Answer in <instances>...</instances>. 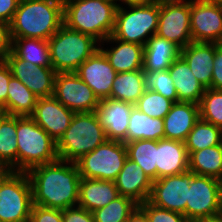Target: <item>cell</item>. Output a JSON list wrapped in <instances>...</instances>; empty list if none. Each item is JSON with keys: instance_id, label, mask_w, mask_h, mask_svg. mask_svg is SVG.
<instances>
[{"instance_id": "43", "label": "cell", "mask_w": 222, "mask_h": 222, "mask_svg": "<svg viewBox=\"0 0 222 222\" xmlns=\"http://www.w3.org/2000/svg\"><path fill=\"white\" fill-rule=\"evenodd\" d=\"M12 77L11 70L5 61H0V104L4 106L6 111V101L8 94V84Z\"/></svg>"}, {"instance_id": "20", "label": "cell", "mask_w": 222, "mask_h": 222, "mask_svg": "<svg viewBox=\"0 0 222 222\" xmlns=\"http://www.w3.org/2000/svg\"><path fill=\"white\" fill-rule=\"evenodd\" d=\"M105 42L113 43L114 45L109 49H105L103 46ZM99 49L105 54L110 65L117 73L136 71L143 68V45L123 42L111 35L106 40L100 42Z\"/></svg>"}, {"instance_id": "12", "label": "cell", "mask_w": 222, "mask_h": 222, "mask_svg": "<svg viewBox=\"0 0 222 222\" xmlns=\"http://www.w3.org/2000/svg\"><path fill=\"white\" fill-rule=\"evenodd\" d=\"M194 173L166 176L153 181L149 202L156 207L176 211L185 216L188 189Z\"/></svg>"}, {"instance_id": "7", "label": "cell", "mask_w": 222, "mask_h": 222, "mask_svg": "<svg viewBox=\"0 0 222 222\" xmlns=\"http://www.w3.org/2000/svg\"><path fill=\"white\" fill-rule=\"evenodd\" d=\"M158 18L159 5L157 3L129 5L128 7L118 5L112 36L123 42L144 46L147 40L157 32Z\"/></svg>"}, {"instance_id": "31", "label": "cell", "mask_w": 222, "mask_h": 222, "mask_svg": "<svg viewBox=\"0 0 222 222\" xmlns=\"http://www.w3.org/2000/svg\"><path fill=\"white\" fill-rule=\"evenodd\" d=\"M189 171L197 175L222 178V143L189 154Z\"/></svg>"}, {"instance_id": "19", "label": "cell", "mask_w": 222, "mask_h": 222, "mask_svg": "<svg viewBox=\"0 0 222 222\" xmlns=\"http://www.w3.org/2000/svg\"><path fill=\"white\" fill-rule=\"evenodd\" d=\"M114 182L120 195L129 197L138 204L149 200L153 181L129 158L125 160Z\"/></svg>"}, {"instance_id": "1", "label": "cell", "mask_w": 222, "mask_h": 222, "mask_svg": "<svg viewBox=\"0 0 222 222\" xmlns=\"http://www.w3.org/2000/svg\"><path fill=\"white\" fill-rule=\"evenodd\" d=\"M32 188V203L64 210L78 205L81 176L76 163L57 159L27 172Z\"/></svg>"}, {"instance_id": "47", "label": "cell", "mask_w": 222, "mask_h": 222, "mask_svg": "<svg viewBox=\"0 0 222 222\" xmlns=\"http://www.w3.org/2000/svg\"><path fill=\"white\" fill-rule=\"evenodd\" d=\"M119 3L118 5H150L156 3L155 0H118Z\"/></svg>"}, {"instance_id": "41", "label": "cell", "mask_w": 222, "mask_h": 222, "mask_svg": "<svg viewBox=\"0 0 222 222\" xmlns=\"http://www.w3.org/2000/svg\"><path fill=\"white\" fill-rule=\"evenodd\" d=\"M62 219L63 222H95L93 213L78 205L62 210Z\"/></svg>"}, {"instance_id": "28", "label": "cell", "mask_w": 222, "mask_h": 222, "mask_svg": "<svg viewBox=\"0 0 222 222\" xmlns=\"http://www.w3.org/2000/svg\"><path fill=\"white\" fill-rule=\"evenodd\" d=\"M145 78L143 69L116 74L109 98L136 104L144 94Z\"/></svg>"}, {"instance_id": "45", "label": "cell", "mask_w": 222, "mask_h": 222, "mask_svg": "<svg viewBox=\"0 0 222 222\" xmlns=\"http://www.w3.org/2000/svg\"><path fill=\"white\" fill-rule=\"evenodd\" d=\"M8 46L7 27L0 23V61H4Z\"/></svg>"}, {"instance_id": "42", "label": "cell", "mask_w": 222, "mask_h": 222, "mask_svg": "<svg viewBox=\"0 0 222 222\" xmlns=\"http://www.w3.org/2000/svg\"><path fill=\"white\" fill-rule=\"evenodd\" d=\"M211 89L222 90V44L215 43Z\"/></svg>"}, {"instance_id": "22", "label": "cell", "mask_w": 222, "mask_h": 222, "mask_svg": "<svg viewBox=\"0 0 222 222\" xmlns=\"http://www.w3.org/2000/svg\"><path fill=\"white\" fill-rule=\"evenodd\" d=\"M157 179L189 170V154L185 143L170 139L157 141Z\"/></svg>"}, {"instance_id": "26", "label": "cell", "mask_w": 222, "mask_h": 222, "mask_svg": "<svg viewBox=\"0 0 222 222\" xmlns=\"http://www.w3.org/2000/svg\"><path fill=\"white\" fill-rule=\"evenodd\" d=\"M168 71L178 95V102H192L199 105L206 88L193 75L186 61L179 56Z\"/></svg>"}, {"instance_id": "32", "label": "cell", "mask_w": 222, "mask_h": 222, "mask_svg": "<svg viewBox=\"0 0 222 222\" xmlns=\"http://www.w3.org/2000/svg\"><path fill=\"white\" fill-rule=\"evenodd\" d=\"M125 145L127 158L137 163L152 181L157 180V141L135 140Z\"/></svg>"}, {"instance_id": "49", "label": "cell", "mask_w": 222, "mask_h": 222, "mask_svg": "<svg viewBox=\"0 0 222 222\" xmlns=\"http://www.w3.org/2000/svg\"><path fill=\"white\" fill-rule=\"evenodd\" d=\"M218 194H219L220 210L222 212V178L219 179V191H218Z\"/></svg>"}, {"instance_id": "6", "label": "cell", "mask_w": 222, "mask_h": 222, "mask_svg": "<svg viewBox=\"0 0 222 222\" xmlns=\"http://www.w3.org/2000/svg\"><path fill=\"white\" fill-rule=\"evenodd\" d=\"M50 61L57 73L76 72L99 49L94 37L67 28L64 24L49 39Z\"/></svg>"}, {"instance_id": "16", "label": "cell", "mask_w": 222, "mask_h": 222, "mask_svg": "<svg viewBox=\"0 0 222 222\" xmlns=\"http://www.w3.org/2000/svg\"><path fill=\"white\" fill-rule=\"evenodd\" d=\"M75 73L93 90L99 100L110 97L117 72L100 49L85 60Z\"/></svg>"}, {"instance_id": "17", "label": "cell", "mask_w": 222, "mask_h": 222, "mask_svg": "<svg viewBox=\"0 0 222 222\" xmlns=\"http://www.w3.org/2000/svg\"><path fill=\"white\" fill-rule=\"evenodd\" d=\"M74 114V111L50 96L38 98L30 117L57 143L69 127Z\"/></svg>"}, {"instance_id": "33", "label": "cell", "mask_w": 222, "mask_h": 222, "mask_svg": "<svg viewBox=\"0 0 222 222\" xmlns=\"http://www.w3.org/2000/svg\"><path fill=\"white\" fill-rule=\"evenodd\" d=\"M16 116L6 114L0 120V160L12 171L18 172Z\"/></svg>"}, {"instance_id": "38", "label": "cell", "mask_w": 222, "mask_h": 222, "mask_svg": "<svg viewBox=\"0 0 222 222\" xmlns=\"http://www.w3.org/2000/svg\"><path fill=\"white\" fill-rule=\"evenodd\" d=\"M145 88L158 92L163 97L178 102V95L168 70L144 72Z\"/></svg>"}, {"instance_id": "23", "label": "cell", "mask_w": 222, "mask_h": 222, "mask_svg": "<svg viewBox=\"0 0 222 222\" xmlns=\"http://www.w3.org/2000/svg\"><path fill=\"white\" fill-rule=\"evenodd\" d=\"M193 75L207 89L211 88L215 43L194 42L180 50Z\"/></svg>"}, {"instance_id": "18", "label": "cell", "mask_w": 222, "mask_h": 222, "mask_svg": "<svg viewBox=\"0 0 222 222\" xmlns=\"http://www.w3.org/2000/svg\"><path fill=\"white\" fill-rule=\"evenodd\" d=\"M134 106L132 103L112 98L99 101L95 113L105 130L107 140L126 143L128 122Z\"/></svg>"}, {"instance_id": "8", "label": "cell", "mask_w": 222, "mask_h": 222, "mask_svg": "<svg viewBox=\"0 0 222 222\" xmlns=\"http://www.w3.org/2000/svg\"><path fill=\"white\" fill-rule=\"evenodd\" d=\"M32 205L27 172L11 171L0 180V222H29Z\"/></svg>"}, {"instance_id": "34", "label": "cell", "mask_w": 222, "mask_h": 222, "mask_svg": "<svg viewBox=\"0 0 222 222\" xmlns=\"http://www.w3.org/2000/svg\"><path fill=\"white\" fill-rule=\"evenodd\" d=\"M188 154L222 143V129L199 118L184 141Z\"/></svg>"}, {"instance_id": "11", "label": "cell", "mask_w": 222, "mask_h": 222, "mask_svg": "<svg viewBox=\"0 0 222 222\" xmlns=\"http://www.w3.org/2000/svg\"><path fill=\"white\" fill-rule=\"evenodd\" d=\"M53 96L75 113L94 112L100 101L75 72L56 74Z\"/></svg>"}, {"instance_id": "4", "label": "cell", "mask_w": 222, "mask_h": 222, "mask_svg": "<svg viewBox=\"0 0 222 222\" xmlns=\"http://www.w3.org/2000/svg\"><path fill=\"white\" fill-rule=\"evenodd\" d=\"M16 135L18 172L59 159L57 143L30 116H16Z\"/></svg>"}, {"instance_id": "35", "label": "cell", "mask_w": 222, "mask_h": 222, "mask_svg": "<svg viewBox=\"0 0 222 222\" xmlns=\"http://www.w3.org/2000/svg\"><path fill=\"white\" fill-rule=\"evenodd\" d=\"M138 205L133 199L120 195L92 213L95 222H126Z\"/></svg>"}, {"instance_id": "40", "label": "cell", "mask_w": 222, "mask_h": 222, "mask_svg": "<svg viewBox=\"0 0 222 222\" xmlns=\"http://www.w3.org/2000/svg\"><path fill=\"white\" fill-rule=\"evenodd\" d=\"M29 222H63L62 210L33 204Z\"/></svg>"}, {"instance_id": "44", "label": "cell", "mask_w": 222, "mask_h": 222, "mask_svg": "<svg viewBox=\"0 0 222 222\" xmlns=\"http://www.w3.org/2000/svg\"><path fill=\"white\" fill-rule=\"evenodd\" d=\"M20 0H0V23L8 26L17 10Z\"/></svg>"}, {"instance_id": "36", "label": "cell", "mask_w": 222, "mask_h": 222, "mask_svg": "<svg viewBox=\"0 0 222 222\" xmlns=\"http://www.w3.org/2000/svg\"><path fill=\"white\" fill-rule=\"evenodd\" d=\"M199 113L201 119L222 129V90L205 89Z\"/></svg>"}, {"instance_id": "2", "label": "cell", "mask_w": 222, "mask_h": 222, "mask_svg": "<svg viewBox=\"0 0 222 222\" xmlns=\"http://www.w3.org/2000/svg\"><path fill=\"white\" fill-rule=\"evenodd\" d=\"M62 25V3L56 0H20L7 26V38L48 40Z\"/></svg>"}, {"instance_id": "54", "label": "cell", "mask_w": 222, "mask_h": 222, "mask_svg": "<svg viewBox=\"0 0 222 222\" xmlns=\"http://www.w3.org/2000/svg\"><path fill=\"white\" fill-rule=\"evenodd\" d=\"M158 5L169 4V0H155Z\"/></svg>"}, {"instance_id": "46", "label": "cell", "mask_w": 222, "mask_h": 222, "mask_svg": "<svg viewBox=\"0 0 222 222\" xmlns=\"http://www.w3.org/2000/svg\"><path fill=\"white\" fill-rule=\"evenodd\" d=\"M126 222H149L145 212L137 206Z\"/></svg>"}, {"instance_id": "30", "label": "cell", "mask_w": 222, "mask_h": 222, "mask_svg": "<svg viewBox=\"0 0 222 222\" xmlns=\"http://www.w3.org/2000/svg\"><path fill=\"white\" fill-rule=\"evenodd\" d=\"M6 113L15 116H31L38 100L28 87L15 77H11L8 84Z\"/></svg>"}, {"instance_id": "51", "label": "cell", "mask_w": 222, "mask_h": 222, "mask_svg": "<svg viewBox=\"0 0 222 222\" xmlns=\"http://www.w3.org/2000/svg\"><path fill=\"white\" fill-rule=\"evenodd\" d=\"M199 222H222V219L220 217H216V218L202 220V221H199Z\"/></svg>"}, {"instance_id": "9", "label": "cell", "mask_w": 222, "mask_h": 222, "mask_svg": "<svg viewBox=\"0 0 222 222\" xmlns=\"http://www.w3.org/2000/svg\"><path fill=\"white\" fill-rule=\"evenodd\" d=\"M126 159L127 149L124 142L106 140L85 154L76 164L82 178L115 181Z\"/></svg>"}, {"instance_id": "3", "label": "cell", "mask_w": 222, "mask_h": 222, "mask_svg": "<svg viewBox=\"0 0 222 222\" xmlns=\"http://www.w3.org/2000/svg\"><path fill=\"white\" fill-rule=\"evenodd\" d=\"M117 7L118 3L111 0H67L63 24L102 42L113 33Z\"/></svg>"}, {"instance_id": "5", "label": "cell", "mask_w": 222, "mask_h": 222, "mask_svg": "<svg viewBox=\"0 0 222 222\" xmlns=\"http://www.w3.org/2000/svg\"><path fill=\"white\" fill-rule=\"evenodd\" d=\"M106 140L105 130L95 111L75 113L69 127L57 142L58 158L76 163Z\"/></svg>"}, {"instance_id": "50", "label": "cell", "mask_w": 222, "mask_h": 222, "mask_svg": "<svg viewBox=\"0 0 222 222\" xmlns=\"http://www.w3.org/2000/svg\"><path fill=\"white\" fill-rule=\"evenodd\" d=\"M193 0H169V4H176V3H190Z\"/></svg>"}, {"instance_id": "39", "label": "cell", "mask_w": 222, "mask_h": 222, "mask_svg": "<svg viewBox=\"0 0 222 222\" xmlns=\"http://www.w3.org/2000/svg\"><path fill=\"white\" fill-rule=\"evenodd\" d=\"M138 206L145 212L149 222H189L182 213L156 207L148 200Z\"/></svg>"}, {"instance_id": "14", "label": "cell", "mask_w": 222, "mask_h": 222, "mask_svg": "<svg viewBox=\"0 0 222 222\" xmlns=\"http://www.w3.org/2000/svg\"><path fill=\"white\" fill-rule=\"evenodd\" d=\"M192 41L220 44L222 41V5L201 0L190 2Z\"/></svg>"}, {"instance_id": "24", "label": "cell", "mask_w": 222, "mask_h": 222, "mask_svg": "<svg viewBox=\"0 0 222 222\" xmlns=\"http://www.w3.org/2000/svg\"><path fill=\"white\" fill-rule=\"evenodd\" d=\"M119 196L114 181L81 177L78 206L93 212L108 205Z\"/></svg>"}, {"instance_id": "52", "label": "cell", "mask_w": 222, "mask_h": 222, "mask_svg": "<svg viewBox=\"0 0 222 222\" xmlns=\"http://www.w3.org/2000/svg\"><path fill=\"white\" fill-rule=\"evenodd\" d=\"M6 111L3 105L0 104V120L6 115Z\"/></svg>"}, {"instance_id": "27", "label": "cell", "mask_w": 222, "mask_h": 222, "mask_svg": "<svg viewBox=\"0 0 222 222\" xmlns=\"http://www.w3.org/2000/svg\"><path fill=\"white\" fill-rule=\"evenodd\" d=\"M126 143L135 140L164 139V121L160 118H153L142 113L136 106L130 113L128 122Z\"/></svg>"}, {"instance_id": "10", "label": "cell", "mask_w": 222, "mask_h": 222, "mask_svg": "<svg viewBox=\"0 0 222 222\" xmlns=\"http://www.w3.org/2000/svg\"><path fill=\"white\" fill-rule=\"evenodd\" d=\"M219 179L194 174L188 189L185 217L189 222H199L219 217Z\"/></svg>"}, {"instance_id": "37", "label": "cell", "mask_w": 222, "mask_h": 222, "mask_svg": "<svg viewBox=\"0 0 222 222\" xmlns=\"http://www.w3.org/2000/svg\"><path fill=\"white\" fill-rule=\"evenodd\" d=\"M173 104L172 100L163 97L158 92L146 89L135 106L150 117L163 119L169 113Z\"/></svg>"}, {"instance_id": "48", "label": "cell", "mask_w": 222, "mask_h": 222, "mask_svg": "<svg viewBox=\"0 0 222 222\" xmlns=\"http://www.w3.org/2000/svg\"><path fill=\"white\" fill-rule=\"evenodd\" d=\"M12 170L0 160V180L4 179Z\"/></svg>"}, {"instance_id": "29", "label": "cell", "mask_w": 222, "mask_h": 222, "mask_svg": "<svg viewBox=\"0 0 222 222\" xmlns=\"http://www.w3.org/2000/svg\"><path fill=\"white\" fill-rule=\"evenodd\" d=\"M8 48L20 59L37 66L52 67L48 40L37 38H7Z\"/></svg>"}, {"instance_id": "21", "label": "cell", "mask_w": 222, "mask_h": 222, "mask_svg": "<svg viewBox=\"0 0 222 222\" xmlns=\"http://www.w3.org/2000/svg\"><path fill=\"white\" fill-rule=\"evenodd\" d=\"M200 118L199 105L192 102H176L163 118L164 139L184 142Z\"/></svg>"}, {"instance_id": "53", "label": "cell", "mask_w": 222, "mask_h": 222, "mask_svg": "<svg viewBox=\"0 0 222 222\" xmlns=\"http://www.w3.org/2000/svg\"><path fill=\"white\" fill-rule=\"evenodd\" d=\"M201 1L222 5V0H201Z\"/></svg>"}, {"instance_id": "55", "label": "cell", "mask_w": 222, "mask_h": 222, "mask_svg": "<svg viewBox=\"0 0 222 222\" xmlns=\"http://www.w3.org/2000/svg\"><path fill=\"white\" fill-rule=\"evenodd\" d=\"M56 1H58V2H60V3H62V4H64V3L67 2V0H56Z\"/></svg>"}, {"instance_id": "13", "label": "cell", "mask_w": 222, "mask_h": 222, "mask_svg": "<svg viewBox=\"0 0 222 222\" xmlns=\"http://www.w3.org/2000/svg\"><path fill=\"white\" fill-rule=\"evenodd\" d=\"M12 76L21 81L36 96L50 97L54 95L55 76L52 67L37 66L18 58L9 48L4 57Z\"/></svg>"}, {"instance_id": "25", "label": "cell", "mask_w": 222, "mask_h": 222, "mask_svg": "<svg viewBox=\"0 0 222 222\" xmlns=\"http://www.w3.org/2000/svg\"><path fill=\"white\" fill-rule=\"evenodd\" d=\"M180 50L174 43L154 34L144 45L143 71L168 70L174 60L180 56Z\"/></svg>"}, {"instance_id": "15", "label": "cell", "mask_w": 222, "mask_h": 222, "mask_svg": "<svg viewBox=\"0 0 222 222\" xmlns=\"http://www.w3.org/2000/svg\"><path fill=\"white\" fill-rule=\"evenodd\" d=\"M156 34L180 49L192 42L190 31V3L159 5Z\"/></svg>"}]
</instances>
